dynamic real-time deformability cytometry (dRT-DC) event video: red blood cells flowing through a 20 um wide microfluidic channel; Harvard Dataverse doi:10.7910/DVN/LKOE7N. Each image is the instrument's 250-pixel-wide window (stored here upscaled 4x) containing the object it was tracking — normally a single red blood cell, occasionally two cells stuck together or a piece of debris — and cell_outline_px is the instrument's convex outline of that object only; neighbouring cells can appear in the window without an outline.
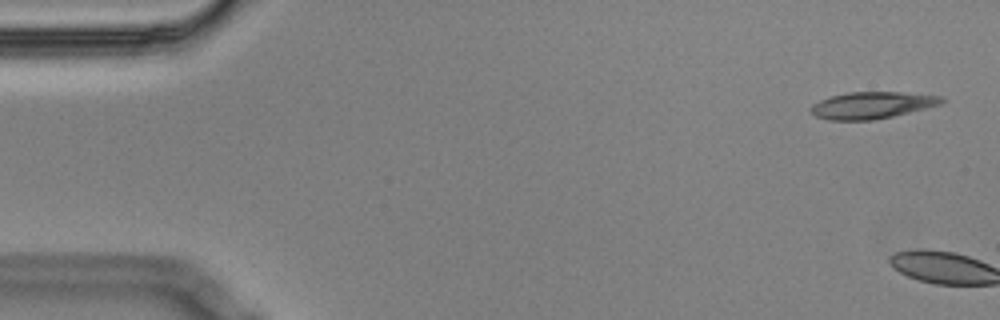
{"species": "Egyptian fruit bat (a non-hibernating species)", "species_latin": "Rousettus aegyptiacus", "temperature_condition": "cold", "stored_images_in_passage": 2, "camera_frame_rate_fps": 3000, "um_per_image_px": 0.085, "animal": {"sex": "male"}, "frame": {"image": 1, "passage_image": 1, "time_ms": 0.0, "image_size_px": [1000, 320], "cell_outline_px": [[944, 100], [940, 104], [892, 116], [872, 120], [828, 120], [816, 116], [812, 112], [812, 104], [820, 100], [832, 96], [848, 92], [900, 92], [940, 96]], "centroid_in_image_um": [74.08, 8.94], "position_along_channel_um": 10.9, "area_um2": 20.0}}